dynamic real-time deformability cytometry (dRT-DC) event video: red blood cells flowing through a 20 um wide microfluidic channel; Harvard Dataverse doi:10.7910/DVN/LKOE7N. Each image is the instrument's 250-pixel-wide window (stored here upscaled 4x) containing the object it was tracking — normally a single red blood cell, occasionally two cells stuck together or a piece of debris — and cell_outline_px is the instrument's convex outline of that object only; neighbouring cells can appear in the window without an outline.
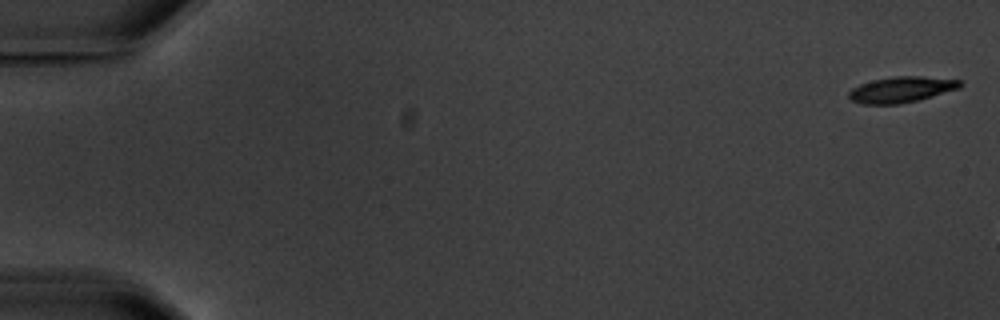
{"species": "common noctule bat (a hibernating species)", "species_latin": "Nyctalus noctula", "temperature_condition": "warm", "stored_images_in_passage": 3, "camera_frame_rate_fps": 3000, "um_per_image_px": 0.085, "animal": {"sex": "male", "body_mass_g": 20.1, "forearm_length_mm": 53.5}, "frame": {"image": 1, "passage_image": 1, "time_ms": 0.0, "image_size_px": [1000, 320], "cell_outline_px": [[964, 84], [960, 88], [932, 96], [900, 104], [864, 104], [852, 100], [848, 96], [848, 92], [852, 88], [860, 84], [872, 80], [892, 76], [924, 76], [960, 80]], "centroid_in_image_um": [76.62, 7.6], "position_along_channel_um": 8.4, "area_um2": 16.76}}